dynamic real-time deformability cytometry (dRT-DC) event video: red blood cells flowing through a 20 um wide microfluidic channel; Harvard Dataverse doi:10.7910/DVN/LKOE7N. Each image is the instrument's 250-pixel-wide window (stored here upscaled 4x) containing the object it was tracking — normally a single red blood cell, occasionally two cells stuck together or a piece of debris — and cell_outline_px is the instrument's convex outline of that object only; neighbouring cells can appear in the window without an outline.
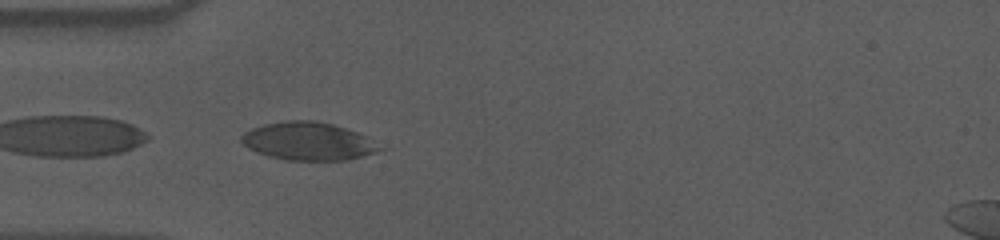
{"species": "human", "species_latin": "Homo sapiens", "temperature_condition": "cold", "stored_images_in_passage": 41, "camera_frame_rate_fps": 3000, "um_per_image_px": 0.085, "donor": {"sex": "male"}, "frame": {"image": 1, "passage_image": 1, "time_ms": 0.0, "image_size_px": [1000, 240], "cell_outline_px": [[388, 148], [376, 152], [348, 160], [284, 160], [268, 156], [256, 152], [248, 148], [240, 140], [240, 136], [244, 132], [252, 128], [264, 124], [288, 120], [316, 120], [332, 124], [368, 136]], "centroid_in_image_um": [26.24, 12.01], "position_along_channel_um": 58.8, "area_um2": 30.98}}
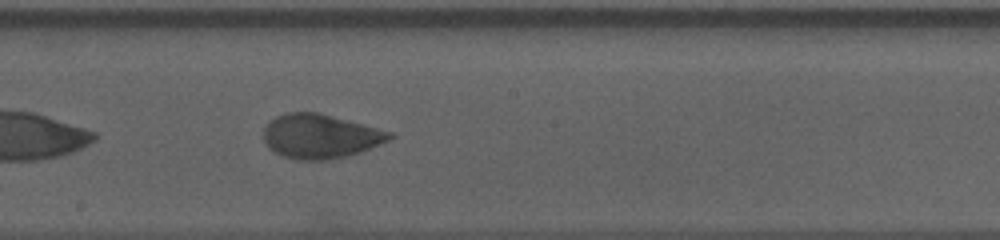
{"frame": {"image": 2, "passage_image": 15, "time_ms": 4.667, "image_size_px": [1000, 240], "cell_outline_px": [[396, 136], [380, 144], [360, 152], [328, 160], [300, 160], [284, 156], [268, 148], [264, 140], [264, 128], [268, 120], [276, 116], [288, 112], [316, 112], [364, 124], [392, 132]], "centroid_in_image_um": [27.21, 11.57], "position_along_channel_um": 221.0, "area_um2": 32.37}}
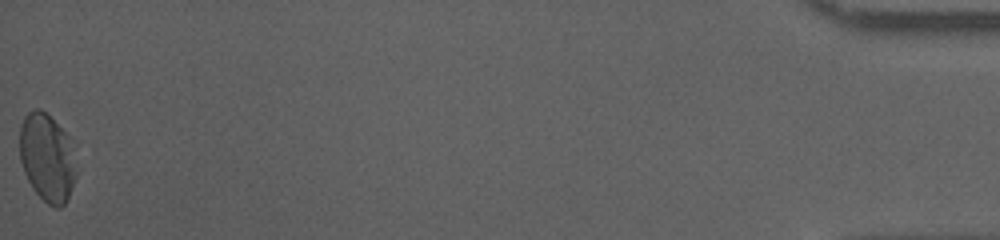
{"frame": {"image": 3, "passage_image": 41, "time_ms": 13.333, "image_size_px": [1000, 240], "cell_outline_px": [[76, 176], [68, 196], [64, 204], [60, 208], [56, 208], [48, 204], [32, 188], [24, 172], [20, 160], [20, 124], [24, 116], [28, 112], [36, 108], [40, 108], [68, 136], [76, 172]], "centroid_in_image_um": [3.96, 13.41], "position_along_channel_um": 431.2, "area_um2": 28.44}, "authors_computed_cell_mechanics": {"area_um2": 31.8478, "velocity_mm_per_s": 3.5569, "shape_relaxation_time_tau1_ms": 5.7351, "shape_relaxation_time_tau2_ms": 1.1597, "deformation_change_tau1": 0.1565, "deformation_change_tau2": 0.0375}}